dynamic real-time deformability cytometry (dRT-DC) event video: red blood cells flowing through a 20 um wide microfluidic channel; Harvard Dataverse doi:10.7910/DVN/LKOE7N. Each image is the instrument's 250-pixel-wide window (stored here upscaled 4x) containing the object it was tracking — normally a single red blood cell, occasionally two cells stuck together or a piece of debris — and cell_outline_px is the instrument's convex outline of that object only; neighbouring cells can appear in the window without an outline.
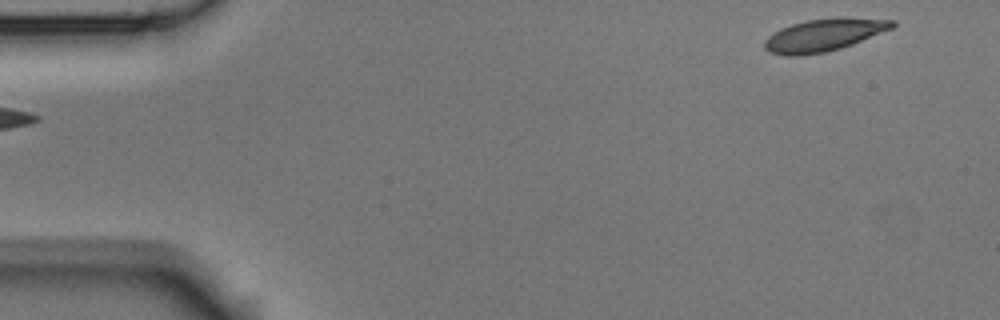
{"species": "Egyptian fruit bat (a non-hibernating species)", "species_latin": "Rousettus aegyptiacus", "temperature_condition": "room temperature", "stored_images_in_passage": 3, "segment_of_instrument_passage": [2, 2], "camera_frame_rate_fps": 3000, "um_per_image_px": 0.085, "animal": {"sex": "male"}, "frame": {"image": 1, "passage_image": 3, "time_ms": 0.667, "image_size_px": [1000, 320], "cell_outline_px": [[896, 24], [892, 28], [852, 44], [840, 48], [824, 52], [800, 56], [788, 56], [768, 52], [764, 48], [764, 40], [768, 36], [780, 28], [792, 24], [808, 20], [840, 16], [896, 20]], "centroid_in_image_um": [70.02, 2.96], "position_along_channel_um": 15.0, "area_um2": 24.28}}